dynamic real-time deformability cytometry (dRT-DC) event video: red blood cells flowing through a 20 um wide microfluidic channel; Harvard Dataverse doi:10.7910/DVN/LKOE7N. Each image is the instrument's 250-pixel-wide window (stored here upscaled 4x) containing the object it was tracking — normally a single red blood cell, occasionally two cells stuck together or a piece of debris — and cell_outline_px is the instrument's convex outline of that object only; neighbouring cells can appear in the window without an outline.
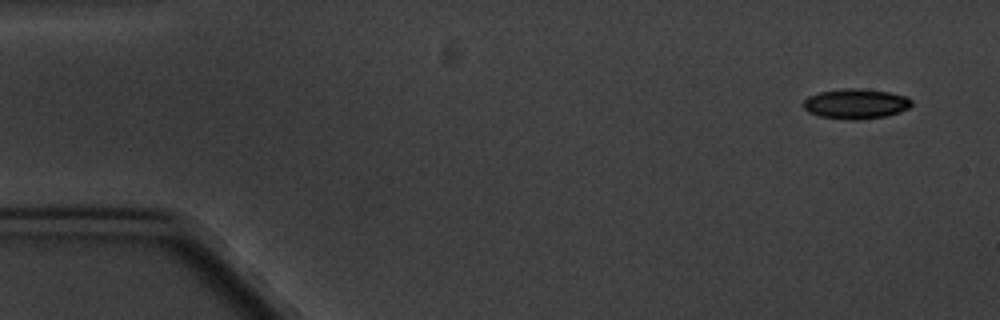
{"species": "common noctule bat (a hibernating species)", "species_latin": "Nyctalus noctula", "temperature_condition": "cold", "stored_images_in_passage": 5, "segment_of_instrument_passage": [1, 2], "camera_frame_rate_fps": 3000, "um_per_image_px": 0.085, "animal": {"sex": "male", "body_mass_g": 20.1, "forearm_length_mm": 53.5}, "frame": {"image": 1, "passage_image": 1, "time_ms": 0.0, "image_size_px": [1000, 320], "cell_outline_px": [[912, 104], [908, 108], [900, 112], [884, 116], [856, 120], [852, 120], [820, 116], [808, 112], [800, 104], [808, 96], [820, 92], [844, 88], [860, 88], [888, 92], [904, 96], [912, 100]], "centroid_in_image_um": [72.71, 8.82], "position_along_channel_um": 12.3, "area_um2": 18.9}}
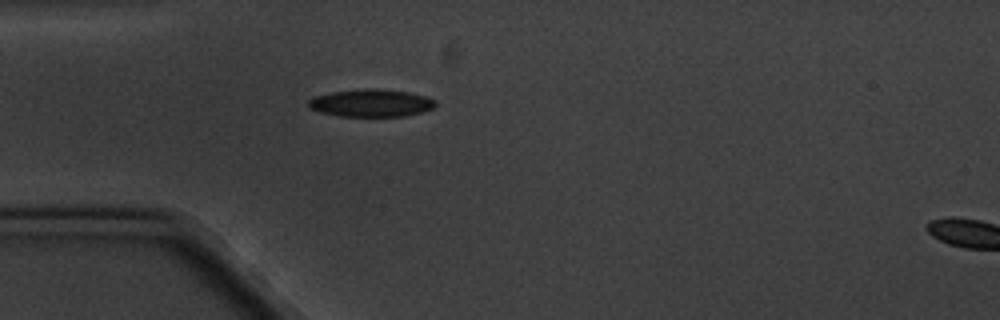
{"frame": {"image": 2, "passage_image": 4, "time_ms": 4.333, "image_size_px": [1000, 320], "cell_outline_px": [[436, 104], [432, 108], [420, 112], [404, 116], [340, 116], [320, 112], [312, 108], [308, 104], [308, 100], [312, 96], [332, 92], [364, 88], [372, 88], [408, 92], [428, 96], [436, 100]], "centroid_in_image_um": [31.54, 8.74], "position_along_channel_um": 53.5, "area_um2": 20.35}}